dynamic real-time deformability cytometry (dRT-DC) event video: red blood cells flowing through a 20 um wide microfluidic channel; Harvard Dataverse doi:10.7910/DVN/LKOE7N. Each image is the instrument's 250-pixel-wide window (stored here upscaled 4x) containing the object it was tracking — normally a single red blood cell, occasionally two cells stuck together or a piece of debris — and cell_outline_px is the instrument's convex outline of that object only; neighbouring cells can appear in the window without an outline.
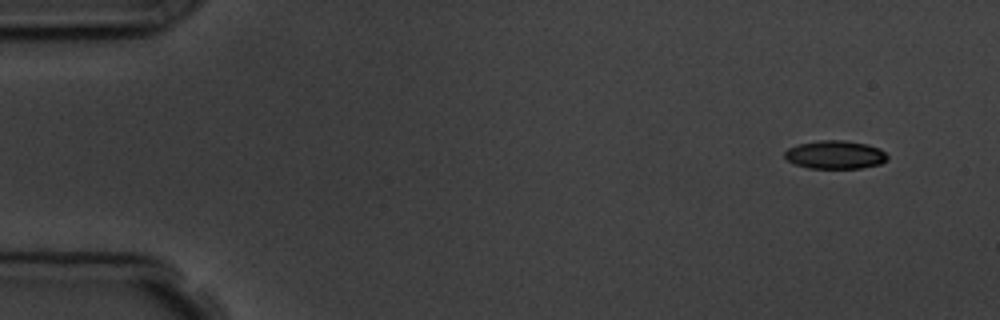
{"species": "common noctule bat (a hibernating species)", "species_latin": "Nyctalus noctula", "temperature_condition": "room temperature", "stored_images_in_passage": 5, "camera_frame_rate_fps": 3000, "um_per_image_px": 0.085, "animal": {"sex": "male", "body_mass_g": 19.5, "forearm_length_mm": 54.6}, "frame": {"image": 1, "passage_image": 1, "time_ms": 0.0, "image_size_px": [1000, 320], "cell_outline_px": [[888, 160], [880, 164], [860, 168], [808, 168], [796, 164], [788, 160], [784, 156], [784, 152], [788, 148], [800, 144], [820, 140], [844, 140], [868, 144], [880, 148], [888, 156]], "centroid_in_image_um": [71.02, 13.15], "position_along_channel_um": 14.0, "area_um2": 16.94}}
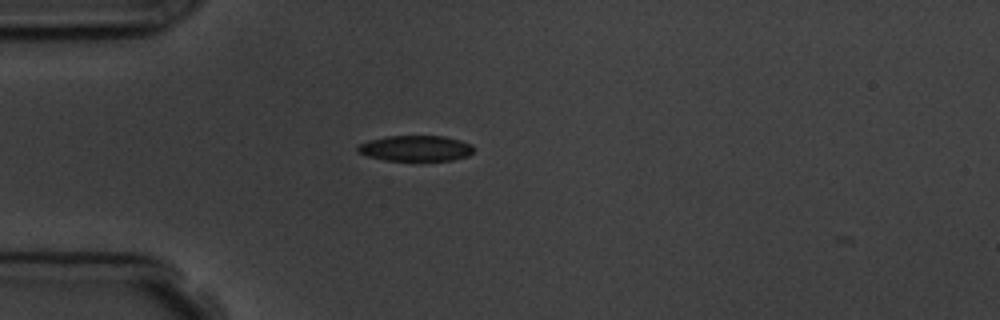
{"frame": {"image": 2, "passage_image": 4, "time_ms": 3.667, "image_size_px": [1000, 320], "cell_outline_px": [[476, 148], [468, 156], [452, 160], [384, 160], [368, 156], [356, 152], [356, 148], [360, 144], [368, 140], [388, 136], [444, 136], [460, 140], [472, 144]], "centroid_in_image_um": [35.34, 12.6], "position_along_channel_um": 49.7, "area_um2": 17.4}}